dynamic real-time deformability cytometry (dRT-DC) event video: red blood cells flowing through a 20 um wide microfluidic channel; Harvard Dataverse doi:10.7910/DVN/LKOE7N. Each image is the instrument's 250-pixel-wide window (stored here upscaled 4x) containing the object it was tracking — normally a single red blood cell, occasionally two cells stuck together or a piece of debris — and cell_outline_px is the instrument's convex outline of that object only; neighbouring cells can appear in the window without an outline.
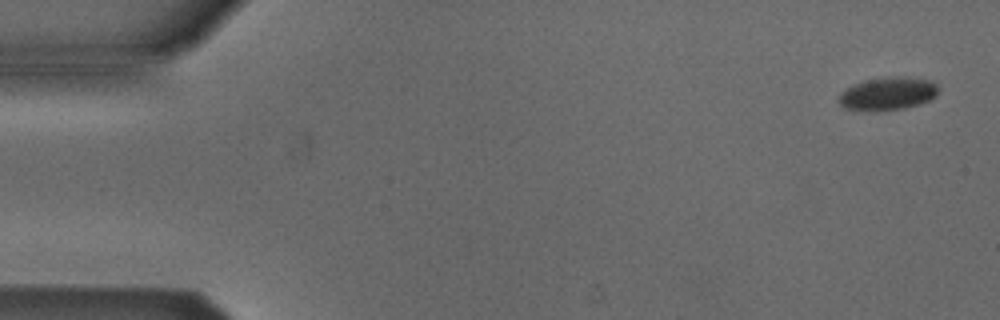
{"species": "Egyptian fruit bat (a non-hibernating species)", "species_latin": "Rousettus aegyptiacus", "temperature_condition": "cold", "stored_images_in_passage": 4, "camera_frame_rate_fps": 3000, "um_per_image_px": 0.085, "animal": {"sex": "male"}, "frame": {"image": 1, "passage_image": 1, "time_ms": 0.0, "image_size_px": [1000, 320], "cell_outline_px": [[936, 96], [920, 104], [904, 108], [880, 112], [876, 112], [844, 108], [836, 100], [840, 92], [864, 80], [892, 76], [908, 76], [932, 80], [936, 84]], "centroid_in_image_um": [75.44, 7.97], "position_along_channel_um": 9.6, "area_um2": 19.42}}